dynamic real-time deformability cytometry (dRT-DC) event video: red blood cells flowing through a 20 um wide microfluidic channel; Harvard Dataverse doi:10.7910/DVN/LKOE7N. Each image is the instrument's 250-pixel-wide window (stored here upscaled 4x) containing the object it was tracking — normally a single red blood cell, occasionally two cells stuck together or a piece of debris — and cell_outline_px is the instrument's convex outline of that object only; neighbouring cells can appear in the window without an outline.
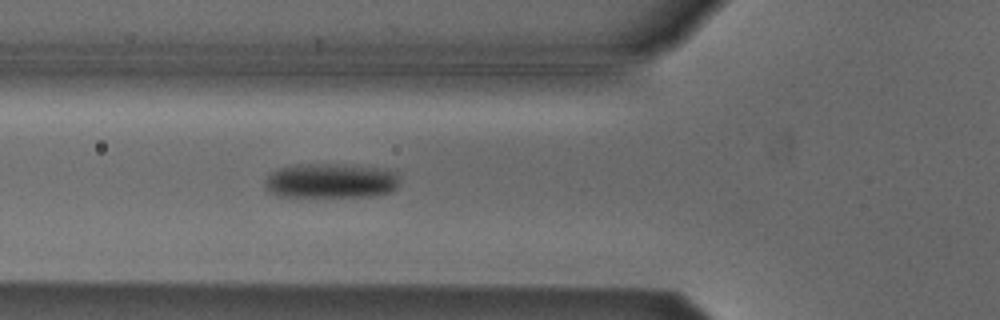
{"species": "Egyptian fruit bat (a non-hibernating species)", "species_latin": "Rousettus aegyptiacus", "temperature_condition": "cold", "stored_images_in_passage": 34, "camera_frame_rate_fps": 3000, "um_per_image_px": 0.085, "animal": {"sex": "male"}, "frame": {"image": 1, "passage_image": 5, "time_ms": 1.333, "image_size_px": [1000, 320], "cell_outline_px": [[396, 188], [392, 192], [372, 196], [276, 196], [264, 188], [264, 180], [272, 172], [280, 168], [296, 164], [336, 164], [388, 168], [396, 172]], "centroid_in_image_um": [28.1, 15.36], "position_along_channel_um": 97.7, "area_um2": 27.34}}
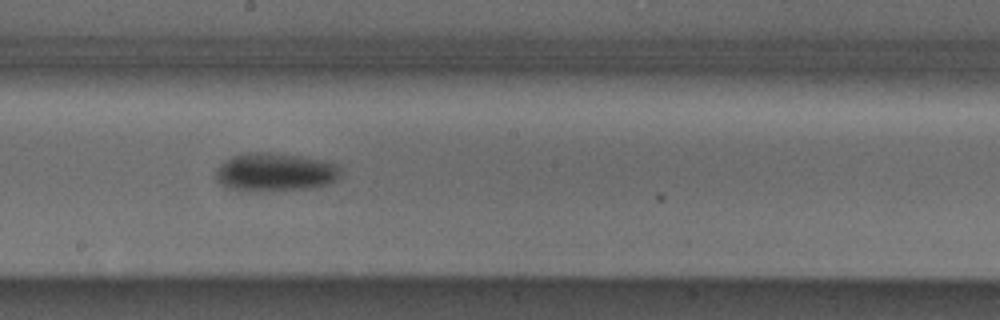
{"frame": {"image": 2, "passage_image": 15, "time_ms": 4.667, "image_size_px": [1000, 320], "cell_outline_px": [[340, 176], [336, 180], [328, 184], [316, 188], [224, 188], [216, 180], [216, 168], [224, 160], [232, 156], [248, 152], [268, 152], [300, 156], [320, 160], [336, 164], [340, 168]], "centroid_in_image_um": [23.38, 14.58], "position_along_channel_um": 224.8, "area_um2": 27.05}}
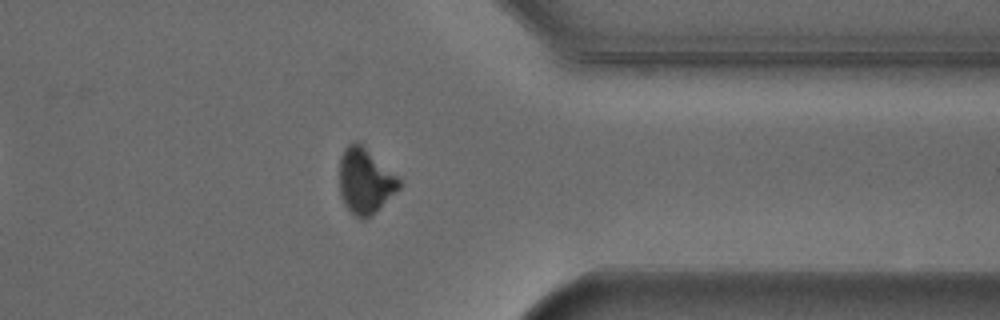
{"frame": {"image": 3, "passage_image": 28, "time_ms": 9.0, "image_size_px": [1000, 320], "cell_outline_px": [[404, 184], [372, 216], [364, 220], [360, 220], [344, 204], [340, 196], [340, 156], [344, 148], [348, 144], [356, 140], [396, 176]], "centroid_in_image_um": [31.03, 15.42], "position_along_channel_um": 380.4, "area_um2": 22.6}, "authors_computed_cell_mechanics": {"area_um2": 26.6458, "velocity_mm_per_s": 3.8104, "shape_relaxation_time_tau1_ms": 3.2231, "shape_relaxation_time_tau2_ms": null, "deformation_change_tau1": 0.0882, "deformation_change_tau2": null}}